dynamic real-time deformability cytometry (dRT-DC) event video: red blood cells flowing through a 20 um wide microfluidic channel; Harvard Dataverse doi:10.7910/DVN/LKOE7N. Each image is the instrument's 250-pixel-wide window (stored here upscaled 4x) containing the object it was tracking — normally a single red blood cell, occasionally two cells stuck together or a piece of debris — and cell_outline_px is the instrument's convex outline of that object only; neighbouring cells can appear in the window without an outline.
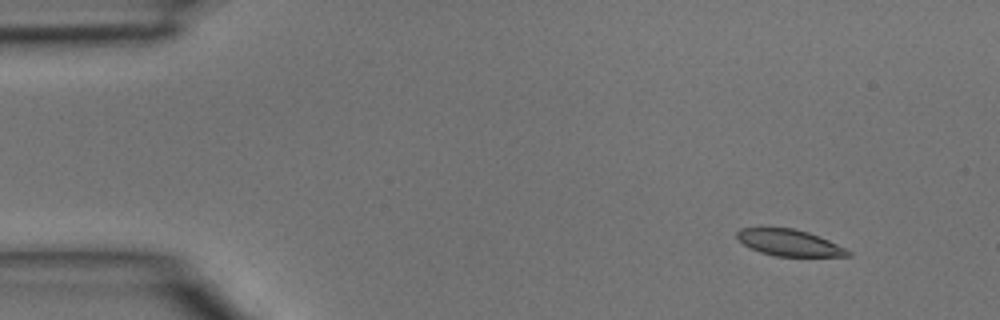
{"species": "common noctule bat (a hibernating species)", "species_latin": "Nyctalus noctula", "temperature_condition": "room temperature", "stored_images_in_passage": 3, "camera_frame_rate_fps": 3000, "um_per_image_px": 0.085, "animal": {"sex": "male", "body_mass_g": 15.6}, "frame": {"image": 1, "passage_image": 1, "time_ms": 0.0, "image_size_px": [1000, 320], "cell_outline_px": [[852, 256], [776, 256], [760, 252], [744, 244], [736, 236], [736, 232], [740, 228], [792, 228], [808, 232], [820, 236], [852, 252]], "centroid_in_image_um": [67.1, 20.63], "position_along_channel_um": 17.9, "area_um2": 16.88}}